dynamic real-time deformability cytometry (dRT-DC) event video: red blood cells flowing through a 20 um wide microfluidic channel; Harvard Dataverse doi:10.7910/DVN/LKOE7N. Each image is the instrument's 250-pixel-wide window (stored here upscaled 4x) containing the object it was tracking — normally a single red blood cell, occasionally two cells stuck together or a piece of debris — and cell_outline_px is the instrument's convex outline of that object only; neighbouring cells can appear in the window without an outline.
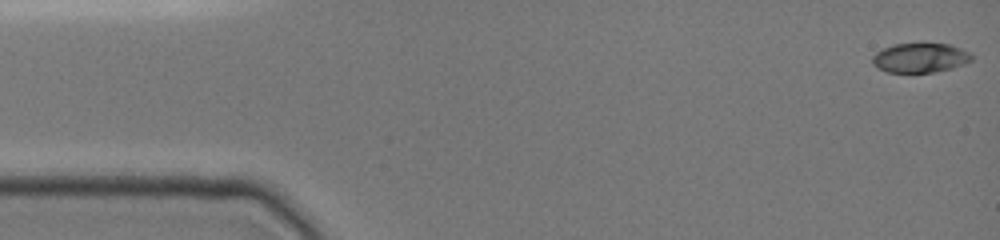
{"species": "common noctule bat (a hibernating species)", "species_latin": "Nyctalus noctula", "temperature_condition": "cold", "stored_images_in_passage": 5, "camera_frame_rate_fps": 3000, "um_per_image_px": 0.085, "animal": {"sex": "female", "body_mass_g": 19.0, "forearm_length_mm": 51.5}, "frame": {"image": 1, "passage_image": 1, "time_ms": 0.0, "image_size_px": [1000, 240], "cell_outline_px": [[972, 60], [964, 64], [952, 68], [936, 72], [888, 72], [872, 64], [872, 56], [876, 52], [892, 44], [920, 40], [948, 44], [960, 48], [968, 52], [972, 56]], "centroid_in_image_um": [78.21, 4.86], "position_along_channel_um": 6.8, "area_um2": 17.69}}
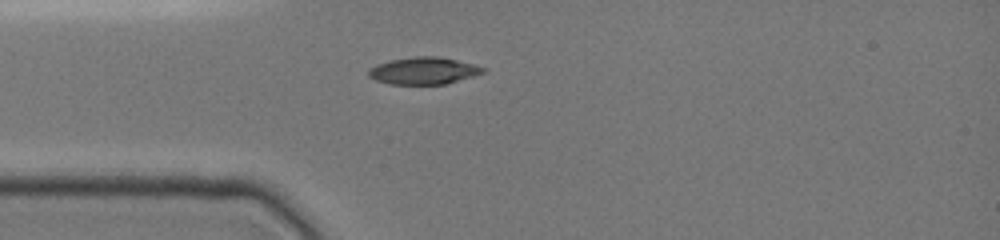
{"frame": {"image": 2, "passage_image": 5, "time_ms": 4.0, "image_size_px": [1000, 240], "cell_outline_px": [[488, 72], [444, 84], [388, 84], [376, 80], [368, 76], [368, 68], [376, 64], [392, 60], [416, 56], [440, 56], [472, 64], [484, 68]], "centroid_in_image_um": [35.99, 6.01], "position_along_channel_um": 49.0, "area_um2": 18.03}}